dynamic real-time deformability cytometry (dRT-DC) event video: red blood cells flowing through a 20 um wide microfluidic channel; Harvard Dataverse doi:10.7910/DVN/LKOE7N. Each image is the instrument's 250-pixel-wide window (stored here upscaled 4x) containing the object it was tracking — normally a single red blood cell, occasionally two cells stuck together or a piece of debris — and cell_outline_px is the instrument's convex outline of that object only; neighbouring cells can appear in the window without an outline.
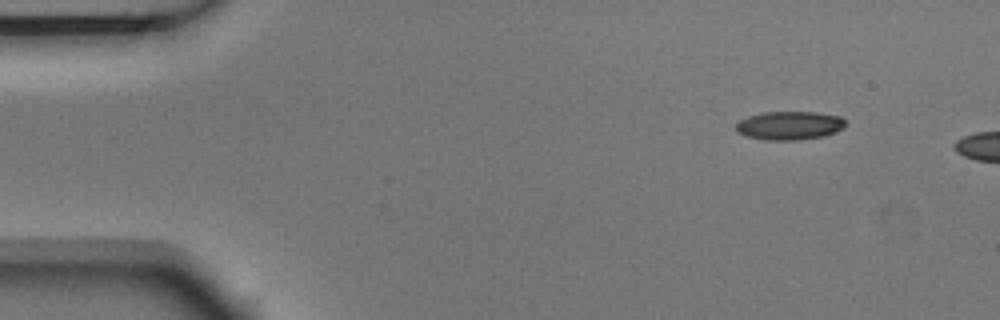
{"species": "Egyptian fruit bat (a non-hibernating species)", "species_latin": "Rousettus aegyptiacus", "temperature_condition": "room temperature", "stored_images_in_passage": 2, "camera_frame_rate_fps": 3000, "um_per_image_px": 0.085, "animal": {"sex": "male"}, "frame": {"image": 1, "passage_image": 1, "time_ms": 0.0, "image_size_px": [1000, 320], "cell_outline_px": [[848, 124], [844, 128], [836, 132], [824, 136], [796, 140], [764, 140], [748, 136], [736, 132], [736, 124], [740, 120], [748, 116], [764, 112], [816, 112], [840, 116]], "centroid_in_image_um": [67.13, 10.67], "position_along_channel_um": 17.9, "area_um2": 18.32}}